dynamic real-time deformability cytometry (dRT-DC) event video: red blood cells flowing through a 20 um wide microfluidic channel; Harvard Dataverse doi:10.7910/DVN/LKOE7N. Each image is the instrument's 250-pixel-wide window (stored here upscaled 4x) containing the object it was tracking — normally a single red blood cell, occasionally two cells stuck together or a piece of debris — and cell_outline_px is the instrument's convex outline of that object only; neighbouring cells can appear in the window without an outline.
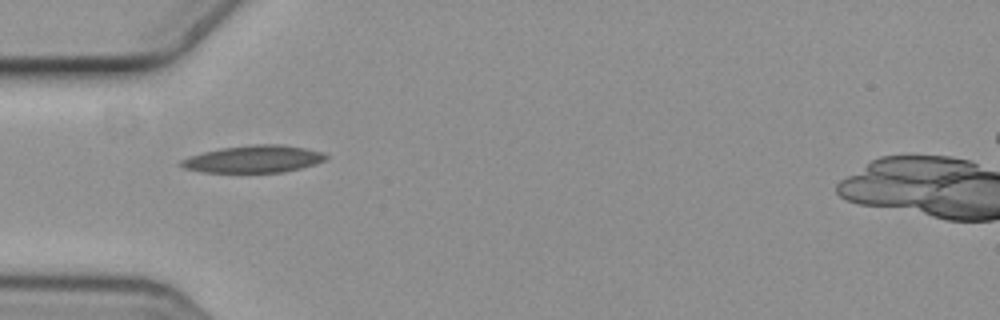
{"species": "common noctule bat (a hibernating species)", "species_latin": "Nyctalus noctula", "temperature_condition": "cold", "stored_images_in_passage": 1, "camera_frame_rate_fps": 3000, "um_per_image_px": 0.085, "animal": {"sex": "female", "body_mass_g": 19.3, "forearm_length_mm": 54.1}, "frame": {"image": 1, "passage_image": 1, "time_ms": 0.0, "image_size_px": [1000, 320], "cell_outline_px": [[328, 160], [316, 164], [284, 172], [204, 172], [184, 168], [176, 164], [180, 160], [188, 156], [220, 148], [252, 144], [280, 144], [304, 148], [324, 152], [328, 156]], "centroid_in_image_um": [21.56, 13.51], "position_along_channel_um": 63.4, "area_um2": 23.18}}